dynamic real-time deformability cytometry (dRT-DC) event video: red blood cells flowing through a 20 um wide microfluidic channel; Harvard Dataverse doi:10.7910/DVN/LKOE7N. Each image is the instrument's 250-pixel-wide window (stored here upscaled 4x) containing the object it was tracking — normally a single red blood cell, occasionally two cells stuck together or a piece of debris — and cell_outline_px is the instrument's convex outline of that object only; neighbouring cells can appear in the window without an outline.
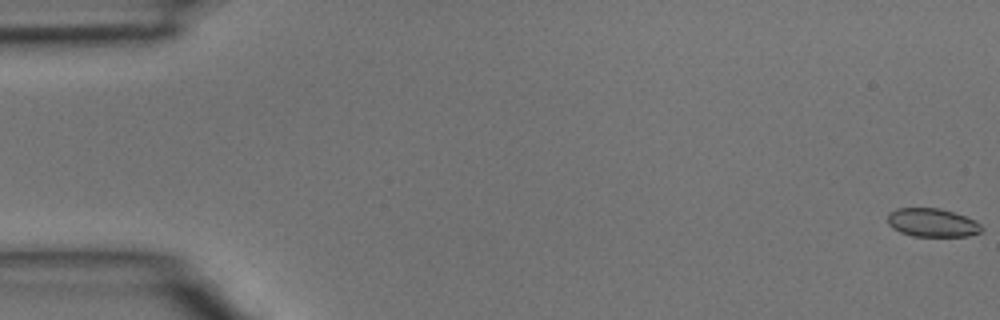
{"species": "common noctule bat (a hibernating species)", "species_latin": "Nyctalus noctula", "temperature_condition": "room temperature", "stored_images_in_passage": 45, "camera_frame_rate_fps": 3000, "um_per_image_px": 0.085, "animal": {"sex": "male", "body_mass_g": 15.6}, "frame": {"image": 1, "passage_image": 1, "time_ms": 0.0, "image_size_px": [1000, 320], "cell_outline_px": [[984, 228], [980, 232], [968, 236], [912, 236], [900, 232], [892, 228], [888, 224], [888, 212], [896, 208], [940, 208], [976, 220]], "centroid_in_image_um": [79.23, 18.92], "position_along_channel_um": 5.8, "area_um2": 15.66}}
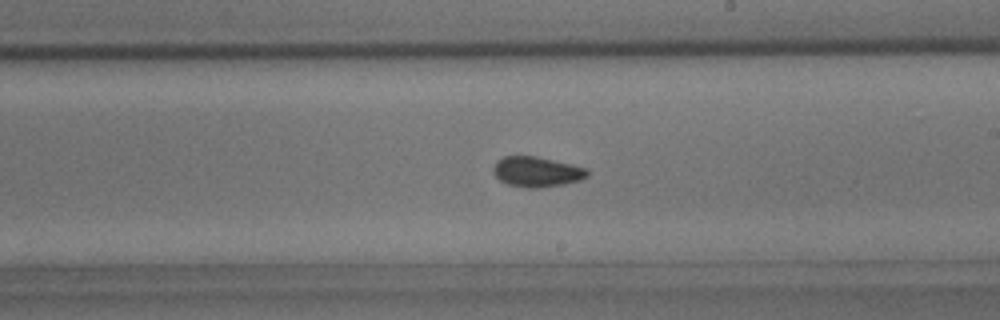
{"frame": {"image": 2, "passage_image": 27, "time_ms": 8.667, "image_size_px": [1000, 320], "cell_outline_px": [[588, 176], [580, 180], [564, 184], [540, 188], [524, 188], [508, 184], [500, 180], [492, 172], [492, 168], [496, 160], [504, 156], [536, 156], [572, 164], [584, 168], [588, 172]], "centroid_in_image_um": [45.59, 14.6], "position_along_channel_um": 243.4, "area_um2": 16.65}}
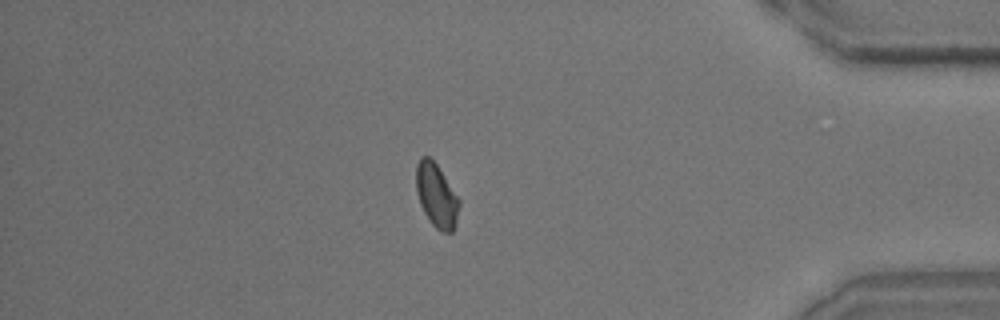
{"frame": {"image": 3, "passage_image": 40, "time_ms": 13.0, "image_size_px": [1000, 320], "cell_outline_px": [[460, 204], [456, 220], [452, 232], [440, 232], [432, 224], [424, 212], [420, 204], [416, 192], [416, 164], [420, 156], [428, 156], [436, 164], [460, 200]], "centroid_in_image_um": [37.08, 16.61], "position_along_channel_um": 398.1, "area_um2": 15.84}}